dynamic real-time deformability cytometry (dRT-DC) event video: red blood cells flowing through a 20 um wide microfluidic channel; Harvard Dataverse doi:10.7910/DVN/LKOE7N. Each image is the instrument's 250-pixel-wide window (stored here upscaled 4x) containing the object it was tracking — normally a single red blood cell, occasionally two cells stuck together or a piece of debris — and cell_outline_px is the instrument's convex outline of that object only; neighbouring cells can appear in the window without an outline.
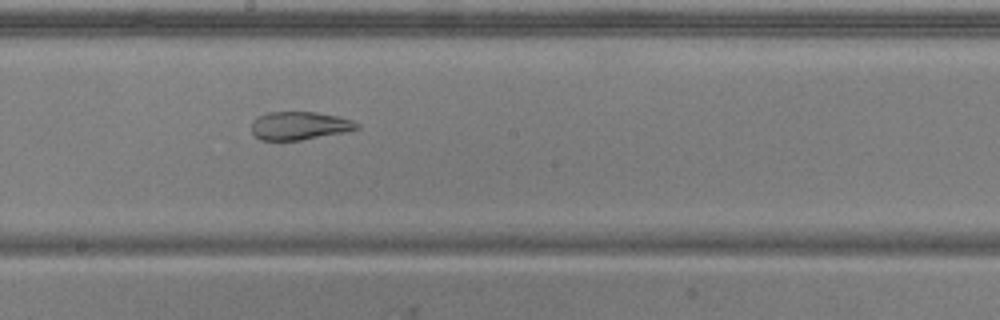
{"species": "common noctule bat (a hibernating species)", "species_latin": "Nyctalus noctula", "temperature_condition": "warm", "stored_images_in_passage": 39, "camera_frame_rate_fps": 3000, "um_per_image_px": 0.085, "animal": {"sex": "male", "body_mass_g": 20.5, "forearm_length_mm": 52.5}, "frame": {"image": 1, "passage_image": 16, "time_ms": 5.0, "image_size_px": [1000, 320], "cell_outline_px": [[360, 128], [348, 132], [300, 140], [260, 140], [252, 132], [252, 120], [256, 116], [268, 112], [316, 112], [336, 116], [352, 120], [360, 124]], "centroid_in_image_um": [25.47, 10.68], "position_along_channel_um": 222.7, "area_um2": 17.46}}
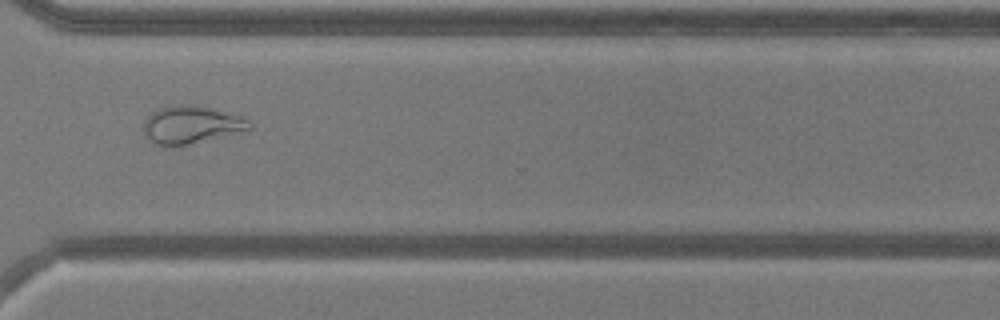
{"frame": {"image": 2, "passage_image": 26, "time_ms": 8.333, "image_size_px": [1000, 320], "cell_outline_px": [[252, 128], [180, 148], [156, 144], [144, 132], [144, 120], [152, 112], [160, 108], [172, 104], [188, 104], [212, 108], [240, 116], [248, 120], [252, 124]], "centroid_in_image_um": [16.24, 10.62], "position_along_channel_um": 354.4, "area_um2": 23.41}}
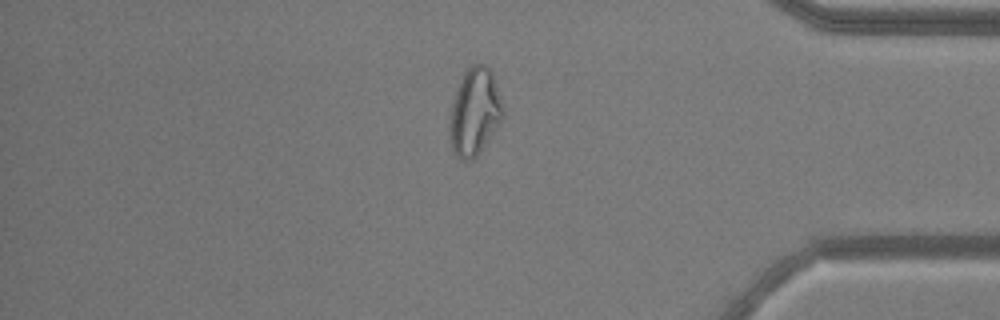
{"frame": {"image": 3, "passage_image": 31, "time_ms": 10.0, "image_size_px": [1000, 320], "cell_outline_px": [[504, 116], [496, 128], [476, 156], [472, 160], [460, 160], [456, 156], [452, 148], [448, 124], [452, 104], [460, 80], [464, 72], [472, 64], [484, 64], [492, 72], [504, 108]], "centroid_in_image_um": [40.34, 9.51], "position_along_channel_um": 394.9, "area_um2": 26.88}, "authors_computed_cell_mechanics": {"area_um2": 21.964, "velocity_mm_per_s": 3.9599, "shape_relaxation_time_tau1_ms": null, "shape_relaxation_time_tau2_ms": 1.6462, "deformation_change_tau1": null, "deformation_change_tau2": 0.0818}}